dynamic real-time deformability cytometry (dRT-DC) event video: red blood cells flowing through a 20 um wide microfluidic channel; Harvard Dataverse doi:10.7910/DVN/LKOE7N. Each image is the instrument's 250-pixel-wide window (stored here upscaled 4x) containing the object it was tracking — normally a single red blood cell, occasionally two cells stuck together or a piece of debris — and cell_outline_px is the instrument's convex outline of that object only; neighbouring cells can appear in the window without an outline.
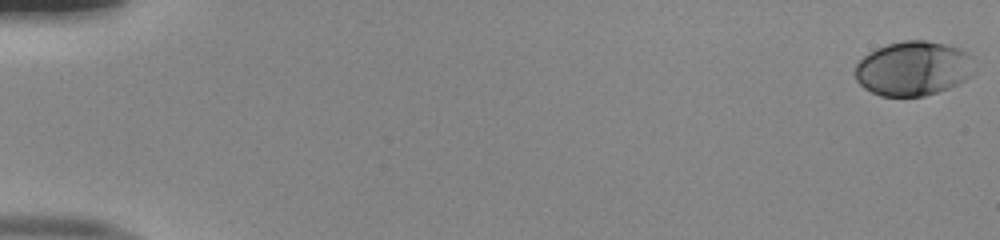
{"species": "human", "species_latin": "Homo sapiens", "temperature_condition": "room temperature", "stored_images_in_passage": 52, "camera_frame_rate_fps": 3000, "um_per_image_px": 0.085, "donor": {"sex": "male"}, "frame": {"image": 1, "passage_image": 1, "time_ms": 0.0, "image_size_px": [1000, 240], "cell_outline_px": [[976, 72], [972, 76], [960, 84], [924, 96], [880, 96], [864, 88], [856, 80], [856, 64], [868, 52], [876, 48], [888, 44], [904, 40], [924, 40], [944, 44], [960, 48], [968, 52], [972, 56]], "centroid_in_image_um": [77.67, 5.82], "position_along_channel_um": 7.3, "area_um2": 38.26}}
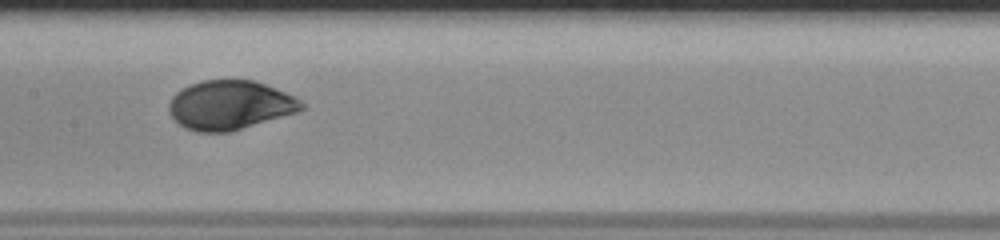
{"frame": {"image": 2, "passage_image": 28, "time_ms": 9.0, "image_size_px": [1000, 240], "cell_outline_px": [[304, 108], [300, 112], [228, 132], [196, 132], [184, 128], [172, 116], [168, 108], [168, 104], [172, 96], [176, 92], [192, 84], [204, 80], [252, 80], [264, 84], [296, 96], [304, 104]], "centroid_in_image_um": [19.57, 8.94], "position_along_channel_um": 187.8, "area_um2": 37.92}}
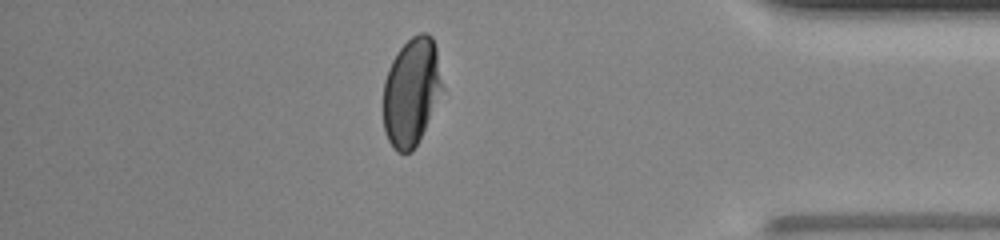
{"frame": {"image": 3, "passage_image": 46, "time_ms": 15.0, "image_size_px": [1000, 240], "cell_outline_px": [[444, 88], [412, 152], [396, 152], [392, 148], [388, 140], [384, 128], [384, 80], [388, 68], [392, 60], [400, 48], [412, 36], [420, 32], [428, 32], [432, 36], [436, 48]], "centroid_in_image_um": [34.97, 7.77], "position_along_channel_um": 400.2, "area_um2": 36.99}, "authors_computed_cell_mechanics": {"area_um2": 38.0613, "velocity_mm_per_s": 4.0036, "shape_relaxation_time_tau1_ms": 3.3512, "shape_relaxation_time_tau2_ms": null, "deformation_change_tau1": 0.1611, "deformation_change_tau2": null}}